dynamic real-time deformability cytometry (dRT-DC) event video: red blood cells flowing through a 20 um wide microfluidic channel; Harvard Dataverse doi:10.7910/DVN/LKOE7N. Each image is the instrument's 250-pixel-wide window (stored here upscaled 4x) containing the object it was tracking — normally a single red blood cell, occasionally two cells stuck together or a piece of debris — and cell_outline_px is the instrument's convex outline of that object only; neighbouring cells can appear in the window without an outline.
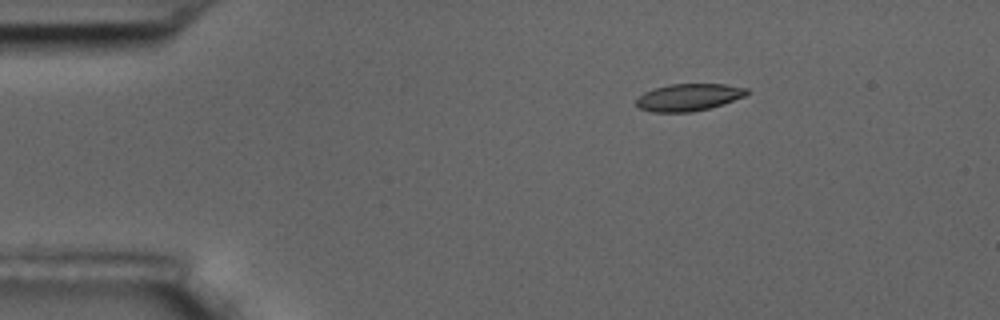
{"species": "common noctule bat (a hibernating species)", "species_latin": "Nyctalus noctula", "temperature_condition": "room temperature", "stored_images_in_passage": 3, "camera_frame_rate_fps": 3000, "um_per_image_px": 0.085, "animal": {"sex": "male", "body_mass_g": 17.5, "forearm_length_mm": 52.3}, "frame": {"image": 1, "passage_image": 1, "time_ms": 0.0, "image_size_px": [1000, 320], "cell_outline_px": [[748, 92], [744, 96], [724, 104], [692, 112], [652, 112], [640, 108], [636, 104], [636, 100], [644, 92], [656, 88], [672, 84], [724, 84], [748, 88]], "centroid_in_image_um": [58.55, 8.27], "position_along_channel_um": 26.5, "area_um2": 17.34}}